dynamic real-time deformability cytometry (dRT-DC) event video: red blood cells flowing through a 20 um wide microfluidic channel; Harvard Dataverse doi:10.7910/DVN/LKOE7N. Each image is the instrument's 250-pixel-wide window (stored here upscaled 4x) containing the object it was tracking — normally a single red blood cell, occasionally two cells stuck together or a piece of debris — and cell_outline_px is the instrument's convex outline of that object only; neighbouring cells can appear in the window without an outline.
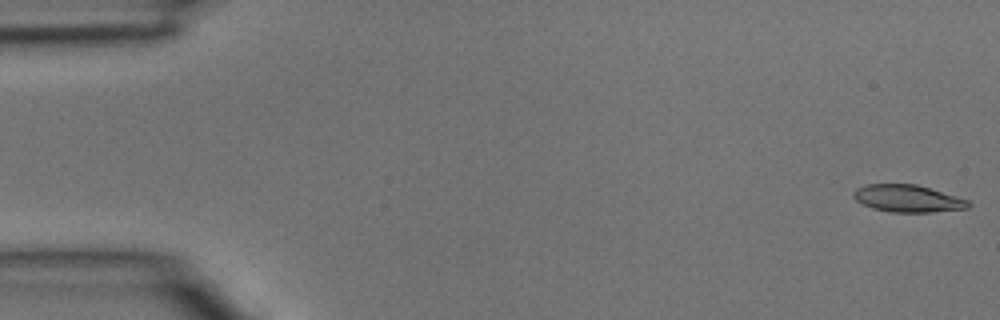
{"species": "common noctule bat (a hibernating species)", "species_latin": "Nyctalus noctula", "temperature_condition": "room temperature", "stored_images_in_passage": 4, "camera_frame_rate_fps": 3000, "um_per_image_px": 0.085, "animal": {"sex": "male", "body_mass_g": 15.6}, "frame": {"image": 1, "passage_image": 1, "time_ms": 0.0, "image_size_px": [1000, 320], "cell_outline_px": [[972, 204], [968, 208], [932, 212], [892, 212], [872, 208], [856, 200], [852, 196], [852, 192], [856, 188], [868, 184], [916, 184], [968, 200]], "centroid_in_image_um": [77.14, 16.87], "position_along_channel_um": 7.9, "area_um2": 18.09}}